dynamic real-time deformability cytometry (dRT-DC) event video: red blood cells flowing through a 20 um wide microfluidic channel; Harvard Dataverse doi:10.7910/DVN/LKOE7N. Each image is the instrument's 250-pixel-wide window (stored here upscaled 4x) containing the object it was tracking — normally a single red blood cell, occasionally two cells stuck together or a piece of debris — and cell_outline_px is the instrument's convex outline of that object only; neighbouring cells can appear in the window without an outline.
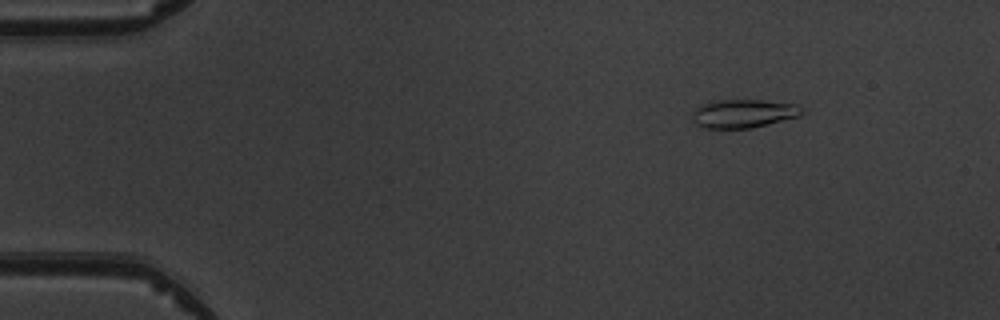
{"species": "common noctule bat (a hibernating species)", "species_latin": "Nyctalus noctula", "temperature_condition": "warm", "stored_images_in_passage": 5, "camera_frame_rate_fps": 3000, "um_per_image_px": 0.085, "animal": {"sex": "male", "body_mass_g": 19.5, "forearm_length_mm": 54.6}, "frame": {"image": 1, "passage_image": 2, "time_ms": 1.0, "image_size_px": [1000, 320], "cell_outline_px": [[804, 112], [800, 116], [752, 128], [704, 128], [696, 124], [692, 120], [692, 112], [700, 104], [712, 100], [760, 100], [796, 104], [804, 108]], "centroid_in_image_um": [63.18, 9.64], "position_along_channel_um": 21.8, "area_um2": 18.38}}
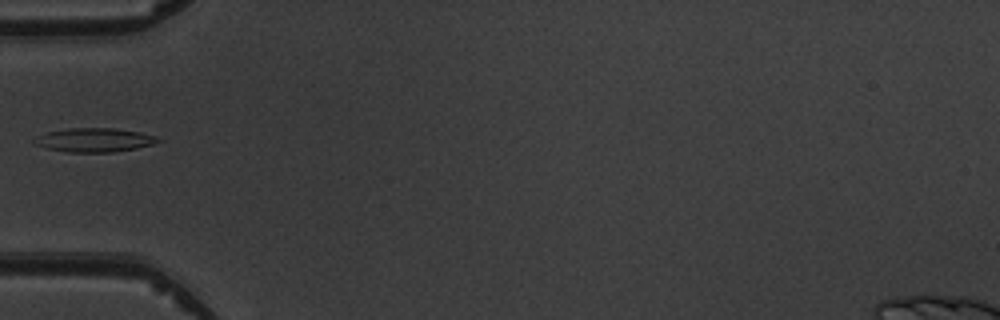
{"frame": {"image": 2, "passage_image": 5, "time_ms": 4.667, "image_size_px": [1000, 320], "cell_outline_px": [[164, 140], [152, 144], [136, 148], [112, 152], [68, 152], [48, 148], [32, 144], [32, 140], [48, 132], [68, 128], [116, 128], [140, 132], [156, 136]], "centroid_in_image_um": [8.04, 11.89], "position_along_channel_um": 77.0, "area_um2": 17.17}}